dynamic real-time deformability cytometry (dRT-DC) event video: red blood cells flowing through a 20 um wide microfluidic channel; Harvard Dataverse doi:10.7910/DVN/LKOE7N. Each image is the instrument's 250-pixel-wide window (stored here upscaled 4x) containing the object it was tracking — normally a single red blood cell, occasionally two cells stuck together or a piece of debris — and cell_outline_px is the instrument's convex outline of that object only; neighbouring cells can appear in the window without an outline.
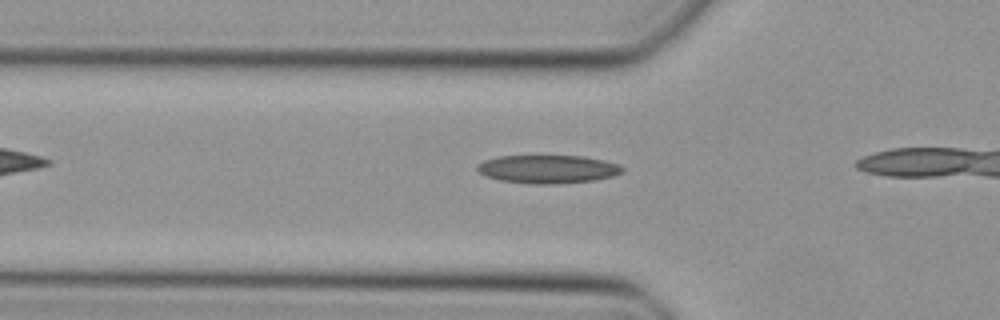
{"species": "Egyptian fruit bat (a non-hibernating species)", "species_latin": "Rousettus aegyptiacus", "temperature_condition": "cold", "stored_images_in_passage": 7, "camera_frame_rate_fps": 3000, "um_per_image_px": 0.085, "animal": {"sex": "female"}, "frame": {"image": 1, "passage_image": 2, "time_ms": 0.333, "image_size_px": [1000, 320], "cell_outline_px": [[624, 172], [612, 176], [596, 180], [556, 184], [532, 184], [500, 180], [488, 176], [480, 172], [476, 168], [476, 164], [484, 160], [500, 156], [584, 156], [604, 160], [620, 164], [624, 168]], "centroid_in_image_um": [46.61, 14.37], "position_along_channel_um": 79.2, "area_um2": 23.99}}
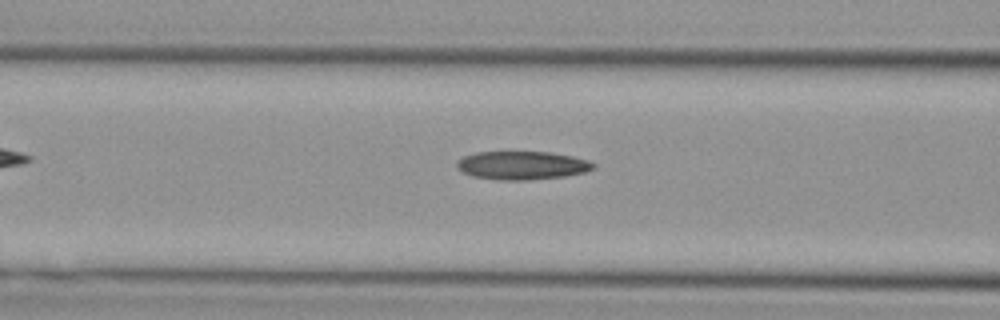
{"frame": {"image": 2, "passage_image": 5, "time_ms": 1.333, "image_size_px": [1000, 320], "cell_outline_px": [[596, 168], [584, 172], [564, 176], [528, 180], [500, 180], [472, 176], [456, 168], [456, 160], [464, 156], [476, 152], [552, 152], [572, 156], [588, 160], [596, 164]], "centroid_in_image_um": [44.37, 14.05], "position_along_channel_um": 122.2, "area_um2": 22.66}}